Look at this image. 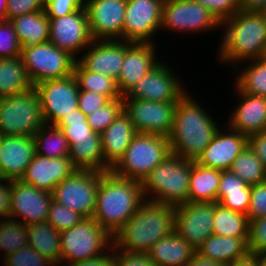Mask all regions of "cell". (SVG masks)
Instances as JSON below:
<instances>
[{
  "label": "cell",
  "instance_id": "cell-1",
  "mask_svg": "<svg viewBox=\"0 0 266 266\" xmlns=\"http://www.w3.org/2000/svg\"><path fill=\"white\" fill-rule=\"evenodd\" d=\"M222 28L224 32L216 52L220 63L235 68L248 60L264 57L266 21L261 11L238 10L221 22Z\"/></svg>",
  "mask_w": 266,
  "mask_h": 266
},
{
  "label": "cell",
  "instance_id": "cell-2",
  "mask_svg": "<svg viewBox=\"0 0 266 266\" xmlns=\"http://www.w3.org/2000/svg\"><path fill=\"white\" fill-rule=\"evenodd\" d=\"M209 113L189 92L178 101L172 130L167 137L171 153L197 161L221 127Z\"/></svg>",
  "mask_w": 266,
  "mask_h": 266
},
{
  "label": "cell",
  "instance_id": "cell-3",
  "mask_svg": "<svg viewBox=\"0 0 266 266\" xmlns=\"http://www.w3.org/2000/svg\"><path fill=\"white\" fill-rule=\"evenodd\" d=\"M144 200L141 182L101 172L92 218L113 237Z\"/></svg>",
  "mask_w": 266,
  "mask_h": 266
},
{
  "label": "cell",
  "instance_id": "cell-4",
  "mask_svg": "<svg viewBox=\"0 0 266 266\" xmlns=\"http://www.w3.org/2000/svg\"><path fill=\"white\" fill-rule=\"evenodd\" d=\"M176 207L144 200L126 224L113 236L112 249L131 253H148L154 243L175 229Z\"/></svg>",
  "mask_w": 266,
  "mask_h": 266
},
{
  "label": "cell",
  "instance_id": "cell-5",
  "mask_svg": "<svg viewBox=\"0 0 266 266\" xmlns=\"http://www.w3.org/2000/svg\"><path fill=\"white\" fill-rule=\"evenodd\" d=\"M191 168V160L170 153L142 181L144 198L175 207L187 203Z\"/></svg>",
  "mask_w": 266,
  "mask_h": 266
},
{
  "label": "cell",
  "instance_id": "cell-6",
  "mask_svg": "<svg viewBox=\"0 0 266 266\" xmlns=\"http://www.w3.org/2000/svg\"><path fill=\"white\" fill-rule=\"evenodd\" d=\"M170 153L167 137L137 133L111 171L117 176L142 183L148 174Z\"/></svg>",
  "mask_w": 266,
  "mask_h": 266
},
{
  "label": "cell",
  "instance_id": "cell-7",
  "mask_svg": "<svg viewBox=\"0 0 266 266\" xmlns=\"http://www.w3.org/2000/svg\"><path fill=\"white\" fill-rule=\"evenodd\" d=\"M60 244V266H69L106 254L105 250L112 248L113 237L92 217H87L60 232Z\"/></svg>",
  "mask_w": 266,
  "mask_h": 266
},
{
  "label": "cell",
  "instance_id": "cell-8",
  "mask_svg": "<svg viewBox=\"0 0 266 266\" xmlns=\"http://www.w3.org/2000/svg\"><path fill=\"white\" fill-rule=\"evenodd\" d=\"M45 125L35 88L0 98V136H33Z\"/></svg>",
  "mask_w": 266,
  "mask_h": 266
},
{
  "label": "cell",
  "instance_id": "cell-9",
  "mask_svg": "<svg viewBox=\"0 0 266 266\" xmlns=\"http://www.w3.org/2000/svg\"><path fill=\"white\" fill-rule=\"evenodd\" d=\"M21 59L32 86L72 75L77 61L70 53L50 42L22 47Z\"/></svg>",
  "mask_w": 266,
  "mask_h": 266
},
{
  "label": "cell",
  "instance_id": "cell-10",
  "mask_svg": "<svg viewBox=\"0 0 266 266\" xmlns=\"http://www.w3.org/2000/svg\"><path fill=\"white\" fill-rule=\"evenodd\" d=\"M101 172L76 169L59 183L52 192L53 200L84 218L92 217L96 207V194Z\"/></svg>",
  "mask_w": 266,
  "mask_h": 266
},
{
  "label": "cell",
  "instance_id": "cell-11",
  "mask_svg": "<svg viewBox=\"0 0 266 266\" xmlns=\"http://www.w3.org/2000/svg\"><path fill=\"white\" fill-rule=\"evenodd\" d=\"M177 33L212 32L221 22L207 8L194 0H164L161 29Z\"/></svg>",
  "mask_w": 266,
  "mask_h": 266
},
{
  "label": "cell",
  "instance_id": "cell-12",
  "mask_svg": "<svg viewBox=\"0 0 266 266\" xmlns=\"http://www.w3.org/2000/svg\"><path fill=\"white\" fill-rule=\"evenodd\" d=\"M39 95L42 115L47 125H56L78 108L79 88L74 75L51 79L33 86Z\"/></svg>",
  "mask_w": 266,
  "mask_h": 266
},
{
  "label": "cell",
  "instance_id": "cell-13",
  "mask_svg": "<svg viewBox=\"0 0 266 266\" xmlns=\"http://www.w3.org/2000/svg\"><path fill=\"white\" fill-rule=\"evenodd\" d=\"M123 100L124 111L129 115L137 133L168 137L178 101L158 102L132 98Z\"/></svg>",
  "mask_w": 266,
  "mask_h": 266
},
{
  "label": "cell",
  "instance_id": "cell-14",
  "mask_svg": "<svg viewBox=\"0 0 266 266\" xmlns=\"http://www.w3.org/2000/svg\"><path fill=\"white\" fill-rule=\"evenodd\" d=\"M163 3L164 0H127L122 40L154 43L151 38L161 29Z\"/></svg>",
  "mask_w": 266,
  "mask_h": 266
},
{
  "label": "cell",
  "instance_id": "cell-15",
  "mask_svg": "<svg viewBox=\"0 0 266 266\" xmlns=\"http://www.w3.org/2000/svg\"><path fill=\"white\" fill-rule=\"evenodd\" d=\"M161 62L141 77L133 89L123 98L145 99L158 102L179 101L188 89L176 77L172 66ZM187 90V91H186Z\"/></svg>",
  "mask_w": 266,
  "mask_h": 266
},
{
  "label": "cell",
  "instance_id": "cell-16",
  "mask_svg": "<svg viewBox=\"0 0 266 266\" xmlns=\"http://www.w3.org/2000/svg\"><path fill=\"white\" fill-rule=\"evenodd\" d=\"M93 41L85 7L61 18H49V42L76 59Z\"/></svg>",
  "mask_w": 266,
  "mask_h": 266
},
{
  "label": "cell",
  "instance_id": "cell-17",
  "mask_svg": "<svg viewBox=\"0 0 266 266\" xmlns=\"http://www.w3.org/2000/svg\"><path fill=\"white\" fill-rule=\"evenodd\" d=\"M214 202H187L176 206L175 232L196 251L213 234Z\"/></svg>",
  "mask_w": 266,
  "mask_h": 266
},
{
  "label": "cell",
  "instance_id": "cell-18",
  "mask_svg": "<svg viewBox=\"0 0 266 266\" xmlns=\"http://www.w3.org/2000/svg\"><path fill=\"white\" fill-rule=\"evenodd\" d=\"M127 0H84L93 40H122Z\"/></svg>",
  "mask_w": 266,
  "mask_h": 266
},
{
  "label": "cell",
  "instance_id": "cell-19",
  "mask_svg": "<svg viewBox=\"0 0 266 266\" xmlns=\"http://www.w3.org/2000/svg\"><path fill=\"white\" fill-rule=\"evenodd\" d=\"M52 199V193L39 190L21 180H12L10 219L26 226L45 222Z\"/></svg>",
  "mask_w": 266,
  "mask_h": 266
},
{
  "label": "cell",
  "instance_id": "cell-20",
  "mask_svg": "<svg viewBox=\"0 0 266 266\" xmlns=\"http://www.w3.org/2000/svg\"><path fill=\"white\" fill-rule=\"evenodd\" d=\"M77 59L85 69L118 80L126 52L124 40H94Z\"/></svg>",
  "mask_w": 266,
  "mask_h": 266
},
{
  "label": "cell",
  "instance_id": "cell-21",
  "mask_svg": "<svg viewBox=\"0 0 266 266\" xmlns=\"http://www.w3.org/2000/svg\"><path fill=\"white\" fill-rule=\"evenodd\" d=\"M156 43H131L126 41V52L118 78L117 87L120 94L127 95L137 81L149 73L160 60L156 56Z\"/></svg>",
  "mask_w": 266,
  "mask_h": 266
},
{
  "label": "cell",
  "instance_id": "cell-22",
  "mask_svg": "<svg viewBox=\"0 0 266 266\" xmlns=\"http://www.w3.org/2000/svg\"><path fill=\"white\" fill-rule=\"evenodd\" d=\"M226 129L219 128L216 131L210 144L197 159L198 164L208 168L230 170L234 159L248 146V136L234 131L229 126Z\"/></svg>",
  "mask_w": 266,
  "mask_h": 266
},
{
  "label": "cell",
  "instance_id": "cell-23",
  "mask_svg": "<svg viewBox=\"0 0 266 266\" xmlns=\"http://www.w3.org/2000/svg\"><path fill=\"white\" fill-rule=\"evenodd\" d=\"M35 155L33 136H0V177L20 180Z\"/></svg>",
  "mask_w": 266,
  "mask_h": 266
},
{
  "label": "cell",
  "instance_id": "cell-24",
  "mask_svg": "<svg viewBox=\"0 0 266 266\" xmlns=\"http://www.w3.org/2000/svg\"><path fill=\"white\" fill-rule=\"evenodd\" d=\"M76 169L69 157L49 158L36 154L20 180L39 190L52 193L54 188Z\"/></svg>",
  "mask_w": 266,
  "mask_h": 266
},
{
  "label": "cell",
  "instance_id": "cell-25",
  "mask_svg": "<svg viewBox=\"0 0 266 266\" xmlns=\"http://www.w3.org/2000/svg\"><path fill=\"white\" fill-rule=\"evenodd\" d=\"M240 103L231 111L227 125L234 131L250 136L266 130V98L242 92L235 84Z\"/></svg>",
  "mask_w": 266,
  "mask_h": 266
},
{
  "label": "cell",
  "instance_id": "cell-26",
  "mask_svg": "<svg viewBox=\"0 0 266 266\" xmlns=\"http://www.w3.org/2000/svg\"><path fill=\"white\" fill-rule=\"evenodd\" d=\"M137 134L129 115L123 110L114 122L101 133L104 163L111 169L123 156Z\"/></svg>",
  "mask_w": 266,
  "mask_h": 266
},
{
  "label": "cell",
  "instance_id": "cell-27",
  "mask_svg": "<svg viewBox=\"0 0 266 266\" xmlns=\"http://www.w3.org/2000/svg\"><path fill=\"white\" fill-rule=\"evenodd\" d=\"M196 250L175 230L154 243L148 252L156 266H186Z\"/></svg>",
  "mask_w": 266,
  "mask_h": 266
},
{
  "label": "cell",
  "instance_id": "cell-28",
  "mask_svg": "<svg viewBox=\"0 0 266 266\" xmlns=\"http://www.w3.org/2000/svg\"><path fill=\"white\" fill-rule=\"evenodd\" d=\"M248 239L249 237L217 236L212 234L196 252L227 266L249 253Z\"/></svg>",
  "mask_w": 266,
  "mask_h": 266
},
{
  "label": "cell",
  "instance_id": "cell-29",
  "mask_svg": "<svg viewBox=\"0 0 266 266\" xmlns=\"http://www.w3.org/2000/svg\"><path fill=\"white\" fill-rule=\"evenodd\" d=\"M10 22L22 47L49 42V18L45 10L13 18Z\"/></svg>",
  "mask_w": 266,
  "mask_h": 266
},
{
  "label": "cell",
  "instance_id": "cell-30",
  "mask_svg": "<svg viewBox=\"0 0 266 266\" xmlns=\"http://www.w3.org/2000/svg\"><path fill=\"white\" fill-rule=\"evenodd\" d=\"M221 170L192 161L188 202H217Z\"/></svg>",
  "mask_w": 266,
  "mask_h": 266
},
{
  "label": "cell",
  "instance_id": "cell-31",
  "mask_svg": "<svg viewBox=\"0 0 266 266\" xmlns=\"http://www.w3.org/2000/svg\"><path fill=\"white\" fill-rule=\"evenodd\" d=\"M27 236L29 246H32L55 266H60V232L45 221L27 226Z\"/></svg>",
  "mask_w": 266,
  "mask_h": 266
},
{
  "label": "cell",
  "instance_id": "cell-32",
  "mask_svg": "<svg viewBox=\"0 0 266 266\" xmlns=\"http://www.w3.org/2000/svg\"><path fill=\"white\" fill-rule=\"evenodd\" d=\"M32 87L21 56L0 59V98L23 93Z\"/></svg>",
  "mask_w": 266,
  "mask_h": 266
},
{
  "label": "cell",
  "instance_id": "cell-33",
  "mask_svg": "<svg viewBox=\"0 0 266 266\" xmlns=\"http://www.w3.org/2000/svg\"><path fill=\"white\" fill-rule=\"evenodd\" d=\"M69 158L77 169L99 172L111 170L104 163L101 139L73 141L69 145Z\"/></svg>",
  "mask_w": 266,
  "mask_h": 266
},
{
  "label": "cell",
  "instance_id": "cell-34",
  "mask_svg": "<svg viewBox=\"0 0 266 266\" xmlns=\"http://www.w3.org/2000/svg\"><path fill=\"white\" fill-rule=\"evenodd\" d=\"M213 234L217 236L249 237L248 216L214 202Z\"/></svg>",
  "mask_w": 266,
  "mask_h": 266
},
{
  "label": "cell",
  "instance_id": "cell-35",
  "mask_svg": "<svg viewBox=\"0 0 266 266\" xmlns=\"http://www.w3.org/2000/svg\"><path fill=\"white\" fill-rule=\"evenodd\" d=\"M245 67H235L239 71L235 78V85L244 93L266 98V58L248 60ZM239 68V69H237ZM243 68V70H242Z\"/></svg>",
  "mask_w": 266,
  "mask_h": 266
},
{
  "label": "cell",
  "instance_id": "cell-36",
  "mask_svg": "<svg viewBox=\"0 0 266 266\" xmlns=\"http://www.w3.org/2000/svg\"><path fill=\"white\" fill-rule=\"evenodd\" d=\"M73 75L79 90L97 92L109 100L123 98L118 90L116 80L101 73L85 70L77 61Z\"/></svg>",
  "mask_w": 266,
  "mask_h": 266
},
{
  "label": "cell",
  "instance_id": "cell-37",
  "mask_svg": "<svg viewBox=\"0 0 266 266\" xmlns=\"http://www.w3.org/2000/svg\"><path fill=\"white\" fill-rule=\"evenodd\" d=\"M36 154L49 158L69 157V145L63 131L45 124L34 135Z\"/></svg>",
  "mask_w": 266,
  "mask_h": 266
},
{
  "label": "cell",
  "instance_id": "cell-38",
  "mask_svg": "<svg viewBox=\"0 0 266 266\" xmlns=\"http://www.w3.org/2000/svg\"><path fill=\"white\" fill-rule=\"evenodd\" d=\"M230 170L249 185L266 180V166L249 146L234 159Z\"/></svg>",
  "mask_w": 266,
  "mask_h": 266
},
{
  "label": "cell",
  "instance_id": "cell-39",
  "mask_svg": "<svg viewBox=\"0 0 266 266\" xmlns=\"http://www.w3.org/2000/svg\"><path fill=\"white\" fill-rule=\"evenodd\" d=\"M63 131L68 145L73 141L101 139V134L94 132L87 123V116L76 108L55 125Z\"/></svg>",
  "mask_w": 266,
  "mask_h": 266
},
{
  "label": "cell",
  "instance_id": "cell-40",
  "mask_svg": "<svg viewBox=\"0 0 266 266\" xmlns=\"http://www.w3.org/2000/svg\"><path fill=\"white\" fill-rule=\"evenodd\" d=\"M28 245L27 226L16 220L5 218L0 225V251L5 257Z\"/></svg>",
  "mask_w": 266,
  "mask_h": 266
},
{
  "label": "cell",
  "instance_id": "cell-41",
  "mask_svg": "<svg viewBox=\"0 0 266 266\" xmlns=\"http://www.w3.org/2000/svg\"><path fill=\"white\" fill-rule=\"evenodd\" d=\"M124 110L123 98L109 100L102 107L87 116V123L94 132L101 134Z\"/></svg>",
  "mask_w": 266,
  "mask_h": 266
},
{
  "label": "cell",
  "instance_id": "cell-42",
  "mask_svg": "<svg viewBox=\"0 0 266 266\" xmlns=\"http://www.w3.org/2000/svg\"><path fill=\"white\" fill-rule=\"evenodd\" d=\"M83 218L81 214L52 199L46 221L58 232H62L74 227Z\"/></svg>",
  "mask_w": 266,
  "mask_h": 266
},
{
  "label": "cell",
  "instance_id": "cell-43",
  "mask_svg": "<svg viewBox=\"0 0 266 266\" xmlns=\"http://www.w3.org/2000/svg\"><path fill=\"white\" fill-rule=\"evenodd\" d=\"M5 266H55L32 246H24L2 258Z\"/></svg>",
  "mask_w": 266,
  "mask_h": 266
},
{
  "label": "cell",
  "instance_id": "cell-44",
  "mask_svg": "<svg viewBox=\"0 0 266 266\" xmlns=\"http://www.w3.org/2000/svg\"><path fill=\"white\" fill-rule=\"evenodd\" d=\"M22 46L12 23L0 21V59L21 56Z\"/></svg>",
  "mask_w": 266,
  "mask_h": 266
},
{
  "label": "cell",
  "instance_id": "cell-45",
  "mask_svg": "<svg viewBox=\"0 0 266 266\" xmlns=\"http://www.w3.org/2000/svg\"><path fill=\"white\" fill-rule=\"evenodd\" d=\"M251 189L218 191L217 202L233 211L247 215L250 205Z\"/></svg>",
  "mask_w": 266,
  "mask_h": 266
},
{
  "label": "cell",
  "instance_id": "cell-46",
  "mask_svg": "<svg viewBox=\"0 0 266 266\" xmlns=\"http://www.w3.org/2000/svg\"><path fill=\"white\" fill-rule=\"evenodd\" d=\"M248 251L266 256V216L249 222Z\"/></svg>",
  "mask_w": 266,
  "mask_h": 266
},
{
  "label": "cell",
  "instance_id": "cell-47",
  "mask_svg": "<svg viewBox=\"0 0 266 266\" xmlns=\"http://www.w3.org/2000/svg\"><path fill=\"white\" fill-rule=\"evenodd\" d=\"M247 216L249 222L266 216V180L251 185V198Z\"/></svg>",
  "mask_w": 266,
  "mask_h": 266
},
{
  "label": "cell",
  "instance_id": "cell-48",
  "mask_svg": "<svg viewBox=\"0 0 266 266\" xmlns=\"http://www.w3.org/2000/svg\"><path fill=\"white\" fill-rule=\"evenodd\" d=\"M207 8L217 19L223 20L231 17L240 10L238 0H194Z\"/></svg>",
  "mask_w": 266,
  "mask_h": 266
},
{
  "label": "cell",
  "instance_id": "cell-49",
  "mask_svg": "<svg viewBox=\"0 0 266 266\" xmlns=\"http://www.w3.org/2000/svg\"><path fill=\"white\" fill-rule=\"evenodd\" d=\"M45 0H7L6 20L44 10Z\"/></svg>",
  "mask_w": 266,
  "mask_h": 266
},
{
  "label": "cell",
  "instance_id": "cell-50",
  "mask_svg": "<svg viewBox=\"0 0 266 266\" xmlns=\"http://www.w3.org/2000/svg\"><path fill=\"white\" fill-rule=\"evenodd\" d=\"M84 7V0H45L48 18H61Z\"/></svg>",
  "mask_w": 266,
  "mask_h": 266
},
{
  "label": "cell",
  "instance_id": "cell-51",
  "mask_svg": "<svg viewBox=\"0 0 266 266\" xmlns=\"http://www.w3.org/2000/svg\"><path fill=\"white\" fill-rule=\"evenodd\" d=\"M116 266H156L148 253H131L113 249Z\"/></svg>",
  "mask_w": 266,
  "mask_h": 266
},
{
  "label": "cell",
  "instance_id": "cell-52",
  "mask_svg": "<svg viewBox=\"0 0 266 266\" xmlns=\"http://www.w3.org/2000/svg\"><path fill=\"white\" fill-rule=\"evenodd\" d=\"M109 99L97 92L79 90L78 108L86 115H90L107 103Z\"/></svg>",
  "mask_w": 266,
  "mask_h": 266
},
{
  "label": "cell",
  "instance_id": "cell-53",
  "mask_svg": "<svg viewBox=\"0 0 266 266\" xmlns=\"http://www.w3.org/2000/svg\"><path fill=\"white\" fill-rule=\"evenodd\" d=\"M240 189H251V185L247 184L231 170H221L218 191H234Z\"/></svg>",
  "mask_w": 266,
  "mask_h": 266
},
{
  "label": "cell",
  "instance_id": "cell-54",
  "mask_svg": "<svg viewBox=\"0 0 266 266\" xmlns=\"http://www.w3.org/2000/svg\"><path fill=\"white\" fill-rule=\"evenodd\" d=\"M10 208H11V180H6L0 177V216L4 219L5 217L6 219L10 218Z\"/></svg>",
  "mask_w": 266,
  "mask_h": 266
},
{
  "label": "cell",
  "instance_id": "cell-55",
  "mask_svg": "<svg viewBox=\"0 0 266 266\" xmlns=\"http://www.w3.org/2000/svg\"><path fill=\"white\" fill-rule=\"evenodd\" d=\"M248 146L266 166V130L248 137Z\"/></svg>",
  "mask_w": 266,
  "mask_h": 266
},
{
  "label": "cell",
  "instance_id": "cell-56",
  "mask_svg": "<svg viewBox=\"0 0 266 266\" xmlns=\"http://www.w3.org/2000/svg\"><path fill=\"white\" fill-rule=\"evenodd\" d=\"M69 266H116L113 249L104 255L71 264Z\"/></svg>",
  "mask_w": 266,
  "mask_h": 266
},
{
  "label": "cell",
  "instance_id": "cell-57",
  "mask_svg": "<svg viewBox=\"0 0 266 266\" xmlns=\"http://www.w3.org/2000/svg\"><path fill=\"white\" fill-rule=\"evenodd\" d=\"M186 266H225L219 261L212 260L210 258L200 255L198 252H195Z\"/></svg>",
  "mask_w": 266,
  "mask_h": 266
},
{
  "label": "cell",
  "instance_id": "cell-58",
  "mask_svg": "<svg viewBox=\"0 0 266 266\" xmlns=\"http://www.w3.org/2000/svg\"><path fill=\"white\" fill-rule=\"evenodd\" d=\"M261 262L260 254L248 253L246 256L232 262L227 266H259Z\"/></svg>",
  "mask_w": 266,
  "mask_h": 266
},
{
  "label": "cell",
  "instance_id": "cell-59",
  "mask_svg": "<svg viewBox=\"0 0 266 266\" xmlns=\"http://www.w3.org/2000/svg\"><path fill=\"white\" fill-rule=\"evenodd\" d=\"M240 10L262 11L266 7V0H238Z\"/></svg>",
  "mask_w": 266,
  "mask_h": 266
},
{
  "label": "cell",
  "instance_id": "cell-60",
  "mask_svg": "<svg viewBox=\"0 0 266 266\" xmlns=\"http://www.w3.org/2000/svg\"><path fill=\"white\" fill-rule=\"evenodd\" d=\"M7 0H0V21L6 20Z\"/></svg>",
  "mask_w": 266,
  "mask_h": 266
},
{
  "label": "cell",
  "instance_id": "cell-61",
  "mask_svg": "<svg viewBox=\"0 0 266 266\" xmlns=\"http://www.w3.org/2000/svg\"><path fill=\"white\" fill-rule=\"evenodd\" d=\"M259 266H266V256L261 255V262Z\"/></svg>",
  "mask_w": 266,
  "mask_h": 266
},
{
  "label": "cell",
  "instance_id": "cell-62",
  "mask_svg": "<svg viewBox=\"0 0 266 266\" xmlns=\"http://www.w3.org/2000/svg\"><path fill=\"white\" fill-rule=\"evenodd\" d=\"M261 12L263 13V16H264L265 21H266V7Z\"/></svg>",
  "mask_w": 266,
  "mask_h": 266
},
{
  "label": "cell",
  "instance_id": "cell-63",
  "mask_svg": "<svg viewBox=\"0 0 266 266\" xmlns=\"http://www.w3.org/2000/svg\"><path fill=\"white\" fill-rule=\"evenodd\" d=\"M3 220H4V218H2V217L0 216V225H1V223H2Z\"/></svg>",
  "mask_w": 266,
  "mask_h": 266
}]
</instances>
